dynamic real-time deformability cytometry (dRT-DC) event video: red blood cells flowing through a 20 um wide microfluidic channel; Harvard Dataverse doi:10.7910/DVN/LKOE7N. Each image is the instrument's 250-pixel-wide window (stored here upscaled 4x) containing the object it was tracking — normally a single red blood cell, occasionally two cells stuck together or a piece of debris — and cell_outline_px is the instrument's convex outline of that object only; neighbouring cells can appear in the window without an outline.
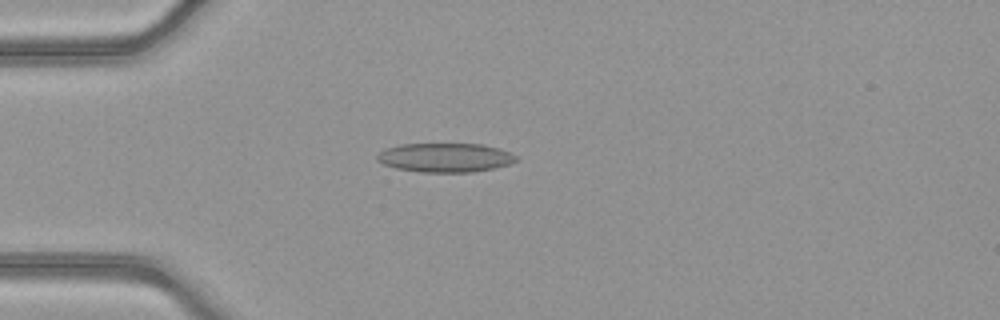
{"species": "common noctule bat (a hibernating species)", "species_latin": "Nyctalus noctula", "temperature_condition": "warm", "stored_images_in_passage": 50, "camera_frame_rate_fps": 3000, "um_per_image_px": 0.085, "animal": {"sex": "female", "body_mass_g": 21.9}, "frame": {"image": 1, "passage_image": 13, "time_ms": 4.0, "image_size_px": [1000, 320], "cell_outline_px": [[520, 160], [496, 168], [472, 172], [420, 172], [396, 168], [384, 164], [376, 160], [376, 156], [384, 148], [400, 144], [480, 144], [500, 148], [520, 156]], "centroid_in_image_um": [37.88, 13.39], "position_along_channel_um": 47.1, "area_um2": 23.81}}
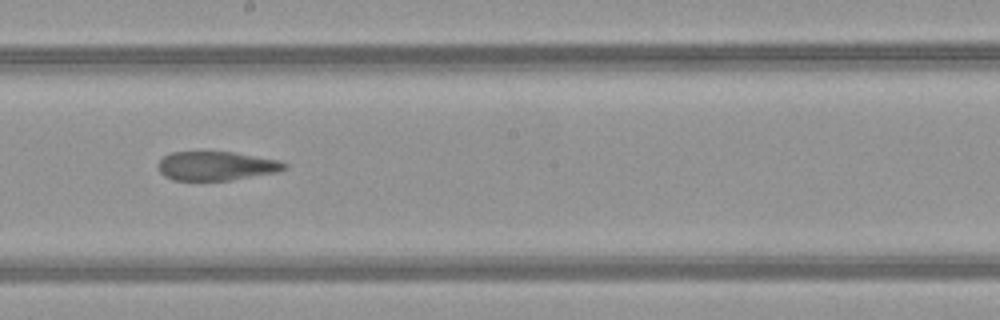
{"frame": {"image": 2, "passage_image": 28, "time_ms": 9.0, "image_size_px": [1000, 320], "cell_outline_px": [[288, 168], [280, 172], [232, 180], [172, 180], [164, 176], [160, 172], [156, 164], [164, 156], [172, 152], [232, 152], [280, 160], [288, 164]], "centroid_in_image_um": [18.42, 14.11], "position_along_channel_um": 229.8, "area_um2": 21.56}}
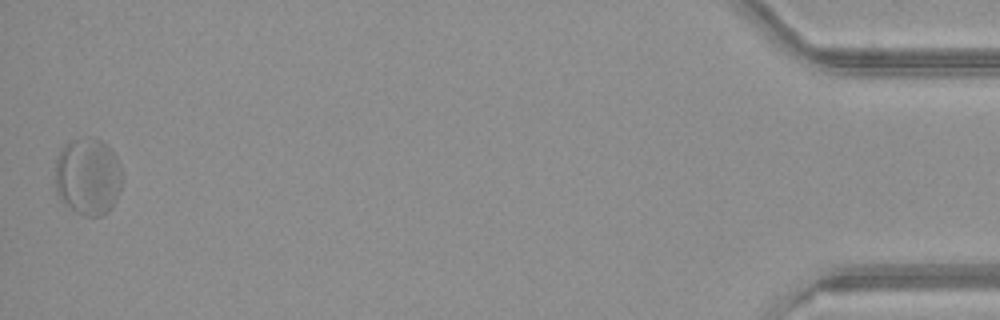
{"frame": {"image": 3, "passage_image": 50, "time_ms": 16.333, "image_size_px": [1000, 320], "cell_outline_px": [[124, 176], [120, 192], [112, 208], [108, 212], [100, 216], [84, 216], [76, 212], [64, 204], [60, 200], [56, 192], [56, 156], [60, 148], [64, 144], [72, 140], [88, 136], [92, 136], [100, 140], [116, 156], [120, 164]], "centroid_in_image_um": [7.49, 15.01], "position_along_channel_um": 427.7, "area_um2": 30.87}, "authors_computed_cell_mechanics": {"area_um2": 23.8714, "velocity_mm_per_s": 3.9856, "shape_relaxation_time_tau1_ms": null, "shape_relaxation_time_tau2_ms": 1.6333, "deformation_change_tau1": null, "deformation_change_tau2": 0.0665}}